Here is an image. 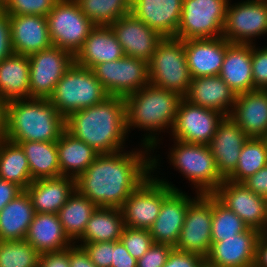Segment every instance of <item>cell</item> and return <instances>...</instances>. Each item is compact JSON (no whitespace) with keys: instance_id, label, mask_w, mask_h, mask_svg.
<instances>
[{"instance_id":"9c48e42d","label":"cell","mask_w":267,"mask_h":267,"mask_svg":"<svg viewBox=\"0 0 267 267\" xmlns=\"http://www.w3.org/2000/svg\"><path fill=\"white\" fill-rule=\"evenodd\" d=\"M46 19L52 45L70 52L73 56L95 27L75 0H58Z\"/></svg>"},{"instance_id":"f907efd6","label":"cell","mask_w":267,"mask_h":267,"mask_svg":"<svg viewBox=\"0 0 267 267\" xmlns=\"http://www.w3.org/2000/svg\"><path fill=\"white\" fill-rule=\"evenodd\" d=\"M111 267H137V260L128 253L121 241L113 242Z\"/></svg>"},{"instance_id":"ac0fdd59","label":"cell","mask_w":267,"mask_h":267,"mask_svg":"<svg viewBox=\"0 0 267 267\" xmlns=\"http://www.w3.org/2000/svg\"><path fill=\"white\" fill-rule=\"evenodd\" d=\"M260 232L248 228L236 237L212 243L205 262L213 267H254Z\"/></svg>"},{"instance_id":"f546056e","label":"cell","mask_w":267,"mask_h":267,"mask_svg":"<svg viewBox=\"0 0 267 267\" xmlns=\"http://www.w3.org/2000/svg\"><path fill=\"white\" fill-rule=\"evenodd\" d=\"M28 56L12 54L0 61V98L5 102L30 98Z\"/></svg>"},{"instance_id":"8992f818","label":"cell","mask_w":267,"mask_h":267,"mask_svg":"<svg viewBox=\"0 0 267 267\" xmlns=\"http://www.w3.org/2000/svg\"><path fill=\"white\" fill-rule=\"evenodd\" d=\"M150 84L176 92L183 98L188 93L189 73L184 43L176 37H163L148 62Z\"/></svg>"},{"instance_id":"9f6ffc18","label":"cell","mask_w":267,"mask_h":267,"mask_svg":"<svg viewBox=\"0 0 267 267\" xmlns=\"http://www.w3.org/2000/svg\"><path fill=\"white\" fill-rule=\"evenodd\" d=\"M262 234L267 238V224H266V227H265L264 231L262 232Z\"/></svg>"},{"instance_id":"4dcf8cb0","label":"cell","mask_w":267,"mask_h":267,"mask_svg":"<svg viewBox=\"0 0 267 267\" xmlns=\"http://www.w3.org/2000/svg\"><path fill=\"white\" fill-rule=\"evenodd\" d=\"M34 216L31 198L23 190L0 211V240L25 239Z\"/></svg>"},{"instance_id":"8fae6325","label":"cell","mask_w":267,"mask_h":267,"mask_svg":"<svg viewBox=\"0 0 267 267\" xmlns=\"http://www.w3.org/2000/svg\"><path fill=\"white\" fill-rule=\"evenodd\" d=\"M92 70L109 96L125 97L150 84L148 62L134 57L103 62Z\"/></svg>"},{"instance_id":"44dd1931","label":"cell","mask_w":267,"mask_h":267,"mask_svg":"<svg viewBox=\"0 0 267 267\" xmlns=\"http://www.w3.org/2000/svg\"><path fill=\"white\" fill-rule=\"evenodd\" d=\"M191 198L180 190H173L162 202L160 213L149 229L154 243L175 247L178 242Z\"/></svg>"},{"instance_id":"7bdbcfd3","label":"cell","mask_w":267,"mask_h":267,"mask_svg":"<svg viewBox=\"0 0 267 267\" xmlns=\"http://www.w3.org/2000/svg\"><path fill=\"white\" fill-rule=\"evenodd\" d=\"M91 262L96 267H111L113 256V242L81 243Z\"/></svg>"},{"instance_id":"484cf974","label":"cell","mask_w":267,"mask_h":267,"mask_svg":"<svg viewBox=\"0 0 267 267\" xmlns=\"http://www.w3.org/2000/svg\"><path fill=\"white\" fill-rule=\"evenodd\" d=\"M124 56L121 44L110 26H95L74 55V63L93 69L103 62L118 60Z\"/></svg>"},{"instance_id":"816d5d0a","label":"cell","mask_w":267,"mask_h":267,"mask_svg":"<svg viewBox=\"0 0 267 267\" xmlns=\"http://www.w3.org/2000/svg\"><path fill=\"white\" fill-rule=\"evenodd\" d=\"M70 267H96L85 250L76 244L69 247Z\"/></svg>"},{"instance_id":"ba28073f","label":"cell","mask_w":267,"mask_h":267,"mask_svg":"<svg viewBox=\"0 0 267 267\" xmlns=\"http://www.w3.org/2000/svg\"><path fill=\"white\" fill-rule=\"evenodd\" d=\"M150 175L120 207L125 226L149 230L160 213L163 200L179 190L171 182Z\"/></svg>"},{"instance_id":"7dc6e473","label":"cell","mask_w":267,"mask_h":267,"mask_svg":"<svg viewBox=\"0 0 267 267\" xmlns=\"http://www.w3.org/2000/svg\"><path fill=\"white\" fill-rule=\"evenodd\" d=\"M12 54L9 15L0 8V61Z\"/></svg>"},{"instance_id":"e575fe53","label":"cell","mask_w":267,"mask_h":267,"mask_svg":"<svg viewBox=\"0 0 267 267\" xmlns=\"http://www.w3.org/2000/svg\"><path fill=\"white\" fill-rule=\"evenodd\" d=\"M21 146L28 159L32 180L61 176L56 142H14Z\"/></svg>"},{"instance_id":"d4e9b609","label":"cell","mask_w":267,"mask_h":267,"mask_svg":"<svg viewBox=\"0 0 267 267\" xmlns=\"http://www.w3.org/2000/svg\"><path fill=\"white\" fill-rule=\"evenodd\" d=\"M236 94L219 75L191 78L187 101L200 107L217 111L229 117Z\"/></svg>"},{"instance_id":"ffe728a7","label":"cell","mask_w":267,"mask_h":267,"mask_svg":"<svg viewBox=\"0 0 267 267\" xmlns=\"http://www.w3.org/2000/svg\"><path fill=\"white\" fill-rule=\"evenodd\" d=\"M244 131L229 117H225L208 144L214 156L217 170L227 179L238 164L243 144L248 140Z\"/></svg>"},{"instance_id":"f35d334b","label":"cell","mask_w":267,"mask_h":267,"mask_svg":"<svg viewBox=\"0 0 267 267\" xmlns=\"http://www.w3.org/2000/svg\"><path fill=\"white\" fill-rule=\"evenodd\" d=\"M248 228L240 217L212 194V243L236 237L238 233L245 232Z\"/></svg>"},{"instance_id":"f1b7e54d","label":"cell","mask_w":267,"mask_h":267,"mask_svg":"<svg viewBox=\"0 0 267 267\" xmlns=\"http://www.w3.org/2000/svg\"><path fill=\"white\" fill-rule=\"evenodd\" d=\"M25 240L39 254L60 252L73 245L65 234L58 214L53 213H35Z\"/></svg>"},{"instance_id":"f6af8a7d","label":"cell","mask_w":267,"mask_h":267,"mask_svg":"<svg viewBox=\"0 0 267 267\" xmlns=\"http://www.w3.org/2000/svg\"><path fill=\"white\" fill-rule=\"evenodd\" d=\"M173 249L174 247L168 244L154 243L137 260V267H163Z\"/></svg>"},{"instance_id":"3957f363","label":"cell","mask_w":267,"mask_h":267,"mask_svg":"<svg viewBox=\"0 0 267 267\" xmlns=\"http://www.w3.org/2000/svg\"><path fill=\"white\" fill-rule=\"evenodd\" d=\"M183 97L176 92L155 87L151 84L124 97L126 130L130 132L132 126L149 131L142 140L144 147L153 150L159 144L158 136L174 125L178 105ZM161 131V132H160ZM159 132V134L155 133Z\"/></svg>"},{"instance_id":"db71d44e","label":"cell","mask_w":267,"mask_h":267,"mask_svg":"<svg viewBox=\"0 0 267 267\" xmlns=\"http://www.w3.org/2000/svg\"><path fill=\"white\" fill-rule=\"evenodd\" d=\"M254 267H267V238L261 233L256 244Z\"/></svg>"},{"instance_id":"83f0119b","label":"cell","mask_w":267,"mask_h":267,"mask_svg":"<svg viewBox=\"0 0 267 267\" xmlns=\"http://www.w3.org/2000/svg\"><path fill=\"white\" fill-rule=\"evenodd\" d=\"M252 44L231 43L219 76L237 95L257 90L252 76Z\"/></svg>"},{"instance_id":"cb8c5ba5","label":"cell","mask_w":267,"mask_h":267,"mask_svg":"<svg viewBox=\"0 0 267 267\" xmlns=\"http://www.w3.org/2000/svg\"><path fill=\"white\" fill-rule=\"evenodd\" d=\"M183 0H132L131 14L163 37H175Z\"/></svg>"},{"instance_id":"277c9868","label":"cell","mask_w":267,"mask_h":267,"mask_svg":"<svg viewBox=\"0 0 267 267\" xmlns=\"http://www.w3.org/2000/svg\"><path fill=\"white\" fill-rule=\"evenodd\" d=\"M65 118L48 99H16L6 103L4 138L11 142H57Z\"/></svg>"},{"instance_id":"4fadbf2b","label":"cell","mask_w":267,"mask_h":267,"mask_svg":"<svg viewBox=\"0 0 267 267\" xmlns=\"http://www.w3.org/2000/svg\"><path fill=\"white\" fill-rule=\"evenodd\" d=\"M212 194H197L189 205L175 249L206 258L211 245Z\"/></svg>"},{"instance_id":"1f68e13d","label":"cell","mask_w":267,"mask_h":267,"mask_svg":"<svg viewBox=\"0 0 267 267\" xmlns=\"http://www.w3.org/2000/svg\"><path fill=\"white\" fill-rule=\"evenodd\" d=\"M61 176L77 179L95 161L97 151L64 130L56 142Z\"/></svg>"},{"instance_id":"30bf717a","label":"cell","mask_w":267,"mask_h":267,"mask_svg":"<svg viewBox=\"0 0 267 267\" xmlns=\"http://www.w3.org/2000/svg\"><path fill=\"white\" fill-rule=\"evenodd\" d=\"M229 0H183L176 38L209 39L222 36Z\"/></svg>"},{"instance_id":"7c38bea8","label":"cell","mask_w":267,"mask_h":267,"mask_svg":"<svg viewBox=\"0 0 267 267\" xmlns=\"http://www.w3.org/2000/svg\"><path fill=\"white\" fill-rule=\"evenodd\" d=\"M267 33V0L228 2L222 31L230 43L253 44V38Z\"/></svg>"},{"instance_id":"c3c4849f","label":"cell","mask_w":267,"mask_h":267,"mask_svg":"<svg viewBox=\"0 0 267 267\" xmlns=\"http://www.w3.org/2000/svg\"><path fill=\"white\" fill-rule=\"evenodd\" d=\"M249 190L267 199V165L242 182Z\"/></svg>"},{"instance_id":"11a10c76","label":"cell","mask_w":267,"mask_h":267,"mask_svg":"<svg viewBox=\"0 0 267 267\" xmlns=\"http://www.w3.org/2000/svg\"><path fill=\"white\" fill-rule=\"evenodd\" d=\"M5 116L6 103L0 98V138H3L5 133Z\"/></svg>"},{"instance_id":"d590c367","label":"cell","mask_w":267,"mask_h":267,"mask_svg":"<svg viewBox=\"0 0 267 267\" xmlns=\"http://www.w3.org/2000/svg\"><path fill=\"white\" fill-rule=\"evenodd\" d=\"M0 179L13 182L23 190L33 181L23 149L4 137L0 138Z\"/></svg>"},{"instance_id":"d6a6232c","label":"cell","mask_w":267,"mask_h":267,"mask_svg":"<svg viewBox=\"0 0 267 267\" xmlns=\"http://www.w3.org/2000/svg\"><path fill=\"white\" fill-rule=\"evenodd\" d=\"M125 228L122 212L116 207H97L87 222L81 242H117Z\"/></svg>"},{"instance_id":"6f0895ef","label":"cell","mask_w":267,"mask_h":267,"mask_svg":"<svg viewBox=\"0 0 267 267\" xmlns=\"http://www.w3.org/2000/svg\"><path fill=\"white\" fill-rule=\"evenodd\" d=\"M201 267H213V266H211V265L207 264L206 262H204Z\"/></svg>"},{"instance_id":"603a6c76","label":"cell","mask_w":267,"mask_h":267,"mask_svg":"<svg viewBox=\"0 0 267 267\" xmlns=\"http://www.w3.org/2000/svg\"><path fill=\"white\" fill-rule=\"evenodd\" d=\"M231 118L249 138L267 136V90L239 93L230 113Z\"/></svg>"},{"instance_id":"60d3db41","label":"cell","mask_w":267,"mask_h":267,"mask_svg":"<svg viewBox=\"0 0 267 267\" xmlns=\"http://www.w3.org/2000/svg\"><path fill=\"white\" fill-rule=\"evenodd\" d=\"M58 0H0V8L8 15L47 16Z\"/></svg>"},{"instance_id":"2e32d148","label":"cell","mask_w":267,"mask_h":267,"mask_svg":"<svg viewBox=\"0 0 267 267\" xmlns=\"http://www.w3.org/2000/svg\"><path fill=\"white\" fill-rule=\"evenodd\" d=\"M213 195L240 217L249 228L262 233L267 224V199L249 190L243 183L228 179L220 184Z\"/></svg>"},{"instance_id":"7a4b0ae2","label":"cell","mask_w":267,"mask_h":267,"mask_svg":"<svg viewBox=\"0 0 267 267\" xmlns=\"http://www.w3.org/2000/svg\"><path fill=\"white\" fill-rule=\"evenodd\" d=\"M65 130L93 147L98 154L123 151L129 134L124 97L108 96L99 104L69 114L65 118Z\"/></svg>"},{"instance_id":"ee69618b","label":"cell","mask_w":267,"mask_h":267,"mask_svg":"<svg viewBox=\"0 0 267 267\" xmlns=\"http://www.w3.org/2000/svg\"><path fill=\"white\" fill-rule=\"evenodd\" d=\"M251 56L254 87L267 90V47L258 49L252 44Z\"/></svg>"},{"instance_id":"f5cc1de1","label":"cell","mask_w":267,"mask_h":267,"mask_svg":"<svg viewBox=\"0 0 267 267\" xmlns=\"http://www.w3.org/2000/svg\"><path fill=\"white\" fill-rule=\"evenodd\" d=\"M22 191L23 189L17 184L0 179V211Z\"/></svg>"},{"instance_id":"681fc988","label":"cell","mask_w":267,"mask_h":267,"mask_svg":"<svg viewBox=\"0 0 267 267\" xmlns=\"http://www.w3.org/2000/svg\"><path fill=\"white\" fill-rule=\"evenodd\" d=\"M37 267H70L69 248L60 252L40 254Z\"/></svg>"},{"instance_id":"52a82bcc","label":"cell","mask_w":267,"mask_h":267,"mask_svg":"<svg viewBox=\"0 0 267 267\" xmlns=\"http://www.w3.org/2000/svg\"><path fill=\"white\" fill-rule=\"evenodd\" d=\"M169 161L197 189V194H213L224 179L220 176L208 145L174 140ZM176 167V168H175Z\"/></svg>"},{"instance_id":"8d00e7d4","label":"cell","mask_w":267,"mask_h":267,"mask_svg":"<svg viewBox=\"0 0 267 267\" xmlns=\"http://www.w3.org/2000/svg\"><path fill=\"white\" fill-rule=\"evenodd\" d=\"M82 13L95 26H110L119 18L131 14L132 0H75Z\"/></svg>"},{"instance_id":"6da1fadb","label":"cell","mask_w":267,"mask_h":267,"mask_svg":"<svg viewBox=\"0 0 267 267\" xmlns=\"http://www.w3.org/2000/svg\"><path fill=\"white\" fill-rule=\"evenodd\" d=\"M142 147L143 151L99 154L76 179V189L97 207L120 208L129 195L157 169L156 156L149 157L151 149Z\"/></svg>"},{"instance_id":"5bb4252c","label":"cell","mask_w":267,"mask_h":267,"mask_svg":"<svg viewBox=\"0 0 267 267\" xmlns=\"http://www.w3.org/2000/svg\"><path fill=\"white\" fill-rule=\"evenodd\" d=\"M30 98L49 99L56 84L73 64L74 56L58 46H50L28 56Z\"/></svg>"},{"instance_id":"d6986e66","label":"cell","mask_w":267,"mask_h":267,"mask_svg":"<svg viewBox=\"0 0 267 267\" xmlns=\"http://www.w3.org/2000/svg\"><path fill=\"white\" fill-rule=\"evenodd\" d=\"M182 41L191 78L219 75L229 41L222 36Z\"/></svg>"},{"instance_id":"ab89813d","label":"cell","mask_w":267,"mask_h":267,"mask_svg":"<svg viewBox=\"0 0 267 267\" xmlns=\"http://www.w3.org/2000/svg\"><path fill=\"white\" fill-rule=\"evenodd\" d=\"M39 253L23 240H0V267H37Z\"/></svg>"},{"instance_id":"9a60e30c","label":"cell","mask_w":267,"mask_h":267,"mask_svg":"<svg viewBox=\"0 0 267 267\" xmlns=\"http://www.w3.org/2000/svg\"><path fill=\"white\" fill-rule=\"evenodd\" d=\"M224 118L217 111L194 105L182 98L171 135L182 142L208 145Z\"/></svg>"},{"instance_id":"836d02e7","label":"cell","mask_w":267,"mask_h":267,"mask_svg":"<svg viewBox=\"0 0 267 267\" xmlns=\"http://www.w3.org/2000/svg\"><path fill=\"white\" fill-rule=\"evenodd\" d=\"M97 206L77 189L59 209L58 217L68 239L75 244L82 238L87 222ZM76 240V241H74Z\"/></svg>"},{"instance_id":"74e56055","label":"cell","mask_w":267,"mask_h":267,"mask_svg":"<svg viewBox=\"0 0 267 267\" xmlns=\"http://www.w3.org/2000/svg\"><path fill=\"white\" fill-rule=\"evenodd\" d=\"M267 165V142L264 138H248L243 144L235 171L227 178L242 183Z\"/></svg>"},{"instance_id":"5b68a950","label":"cell","mask_w":267,"mask_h":267,"mask_svg":"<svg viewBox=\"0 0 267 267\" xmlns=\"http://www.w3.org/2000/svg\"><path fill=\"white\" fill-rule=\"evenodd\" d=\"M108 96L92 69L73 62L48 100L66 118L75 111L103 102Z\"/></svg>"},{"instance_id":"b9f144b4","label":"cell","mask_w":267,"mask_h":267,"mask_svg":"<svg viewBox=\"0 0 267 267\" xmlns=\"http://www.w3.org/2000/svg\"><path fill=\"white\" fill-rule=\"evenodd\" d=\"M120 241L128 253L136 260L141 258L146 251L154 244L153 237L149 230L135 229L125 226Z\"/></svg>"},{"instance_id":"bcb514c9","label":"cell","mask_w":267,"mask_h":267,"mask_svg":"<svg viewBox=\"0 0 267 267\" xmlns=\"http://www.w3.org/2000/svg\"><path fill=\"white\" fill-rule=\"evenodd\" d=\"M205 258L198 254L173 249L163 267H201Z\"/></svg>"},{"instance_id":"7402d4cb","label":"cell","mask_w":267,"mask_h":267,"mask_svg":"<svg viewBox=\"0 0 267 267\" xmlns=\"http://www.w3.org/2000/svg\"><path fill=\"white\" fill-rule=\"evenodd\" d=\"M12 48L29 56L52 46L47 19L37 15H9Z\"/></svg>"},{"instance_id":"e0dca14e","label":"cell","mask_w":267,"mask_h":267,"mask_svg":"<svg viewBox=\"0 0 267 267\" xmlns=\"http://www.w3.org/2000/svg\"><path fill=\"white\" fill-rule=\"evenodd\" d=\"M124 56L149 62L163 36L132 14L125 15L110 25Z\"/></svg>"},{"instance_id":"4316f807","label":"cell","mask_w":267,"mask_h":267,"mask_svg":"<svg viewBox=\"0 0 267 267\" xmlns=\"http://www.w3.org/2000/svg\"><path fill=\"white\" fill-rule=\"evenodd\" d=\"M76 189V179L69 176L33 180L25 189L35 213L57 214Z\"/></svg>"}]
</instances>
